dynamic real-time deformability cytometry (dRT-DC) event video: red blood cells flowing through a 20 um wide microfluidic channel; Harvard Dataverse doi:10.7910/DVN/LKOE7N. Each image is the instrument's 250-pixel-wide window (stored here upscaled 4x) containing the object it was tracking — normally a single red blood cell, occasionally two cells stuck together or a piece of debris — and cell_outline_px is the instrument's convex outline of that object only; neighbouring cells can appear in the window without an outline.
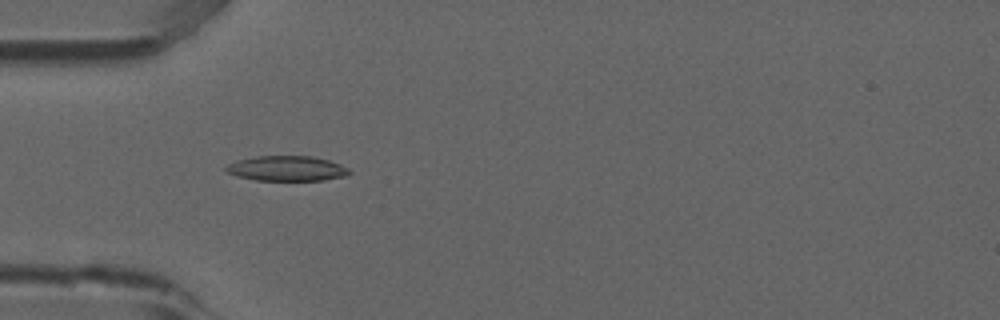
{"species": "common noctule bat (a hibernating species)", "species_latin": "Nyctalus noctula", "temperature_condition": "room temperature", "stored_images_in_passage": 5, "camera_frame_rate_fps": 3000, "um_per_image_px": 0.085, "animal": {"sex": "male", "forearm_length_mm": 52.5}, "frame": {"image": 1, "passage_image": 4, "time_ms": 1.0, "image_size_px": [1000, 320], "cell_outline_px": [[352, 172], [348, 176], [324, 180], [256, 180], [236, 176], [228, 172], [224, 168], [228, 164], [236, 160], [256, 156], [312, 156], [328, 160], [340, 164], [348, 168]], "centroid_in_image_um": [24.4, 14.32], "position_along_channel_um": 60.6, "area_um2": 18.09}}
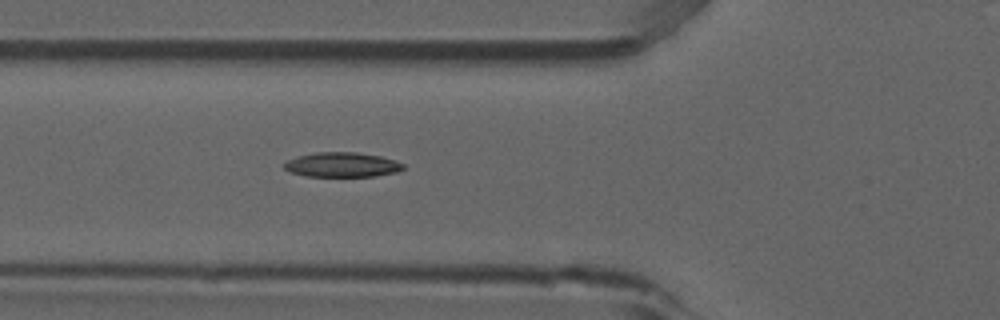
{"frame": {"image": 2, "passage_image": 5, "time_ms": 1.333, "image_size_px": [1000, 320], "cell_outline_px": [[404, 168], [396, 172], [376, 176], [304, 176], [288, 172], [284, 168], [284, 160], [296, 156], [316, 152], [356, 152], [380, 156], [404, 164]], "centroid_in_image_um": [29.0, 14.0], "position_along_channel_um": 96.8, "area_um2": 17.22}}